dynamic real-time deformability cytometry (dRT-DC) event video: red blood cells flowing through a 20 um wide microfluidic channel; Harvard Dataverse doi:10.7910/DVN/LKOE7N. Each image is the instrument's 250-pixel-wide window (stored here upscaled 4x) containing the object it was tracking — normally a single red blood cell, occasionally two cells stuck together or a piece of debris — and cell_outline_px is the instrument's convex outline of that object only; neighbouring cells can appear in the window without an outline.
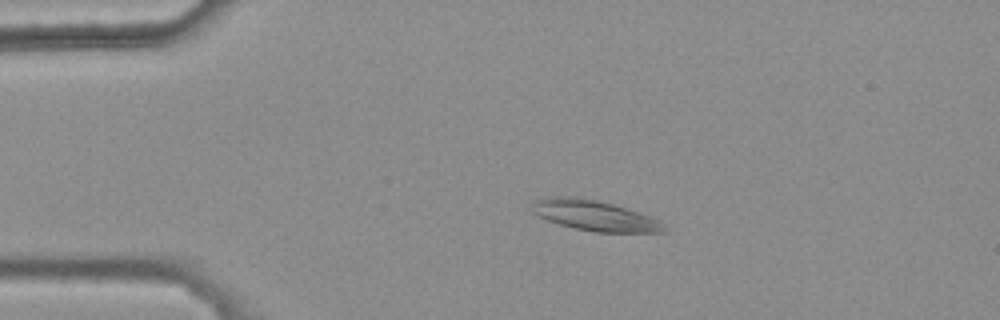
{"species": "common noctule bat (a hibernating species)", "species_latin": "Nyctalus noctula", "temperature_condition": "warm", "stored_images_in_passage": 39, "camera_frame_rate_fps": 3000, "um_per_image_px": 0.085, "animal": {"sex": "female", "body_mass_g": 25.1}, "frame": {"image": 1, "passage_image": 4, "time_ms": 1.0, "image_size_px": [1000, 320], "cell_outline_px": [[664, 232], [596, 232], [576, 228], [560, 224], [536, 216], [532, 212], [532, 200], [548, 196], [580, 196], [612, 204], [640, 212], [664, 224]], "centroid_in_image_um": [50.45, 18.29], "position_along_channel_um": 34.6, "area_um2": 23.35}}
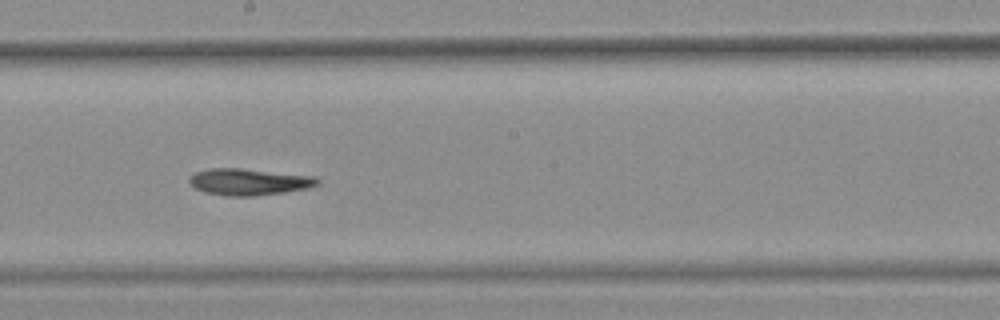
{"frame": {"image": 2, "passage_image": 23, "time_ms": 7.333, "image_size_px": [1000, 320], "cell_outline_px": [[320, 184], [308, 188], [284, 192], [256, 196], [228, 196], [204, 192], [196, 188], [188, 180], [188, 176], [196, 172], [208, 168], [240, 168], [316, 176], [320, 180]], "centroid_in_image_um": [21.18, 15.45], "position_along_channel_um": 227.0, "area_um2": 20.0}}
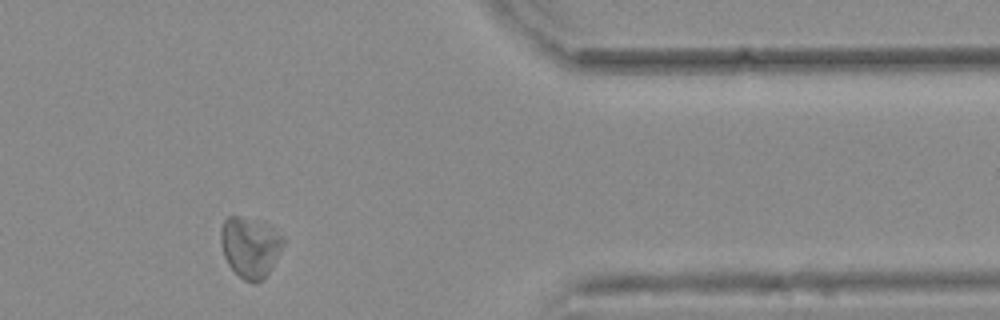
{"frame": {"image": 3, "passage_image": 38, "time_ms": 12.333, "image_size_px": [1000, 320], "cell_outline_px": [[284, 244], [264, 280], [256, 284], [252, 284], [244, 280], [228, 264], [224, 256], [220, 240], [220, 228], [224, 220], [228, 216], [240, 216], [256, 220], [268, 224], [284, 236]], "centroid_in_image_um": [21.26, 21.0], "position_along_channel_um": 390.1, "area_um2": 22.25}}